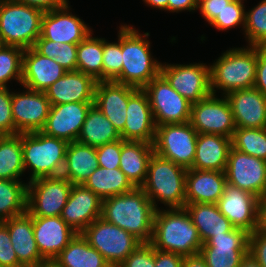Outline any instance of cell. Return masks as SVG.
<instances>
[{
	"mask_svg": "<svg viewBox=\"0 0 266 267\" xmlns=\"http://www.w3.org/2000/svg\"><path fill=\"white\" fill-rule=\"evenodd\" d=\"M155 207L141 187L102 200L101 218L149 243L153 233Z\"/></svg>",
	"mask_w": 266,
	"mask_h": 267,
	"instance_id": "cell-1",
	"label": "cell"
},
{
	"mask_svg": "<svg viewBox=\"0 0 266 267\" xmlns=\"http://www.w3.org/2000/svg\"><path fill=\"white\" fill-rule=\"evenodd\" d=\"M155 249L182 256L199 253L203 245L185 208L157 209L149 242Z\"/></svg>",
	"mask_w": 266,
	"mask_h": 267,
	"instance_id": "cell-2",
	"label": "cell"
},
{
	"mask_svg": "<svg viewBox=\"0 0 266 267\" xmlns=\"http://www.w3.org/2000/svg\"><path fill=\"white\" fill-rule=\"evenodd\" d=\"M150 34H140L135 28L122 25V72L115 82L143 89L160 74L161 63L150 53Z\"/></svg>",
	"mask_w": 266,
	"mask_h": 267,
	"instance_id": "cell-3",
	"label": "cell"
},
{
	"mask_svg": "<svg viewBox=\"0 0 266 267\" xmlns=\"http://www.w3.org/2000/svg\"><path fill=\"white\" fill-rule=\"evenodd\" d=\"M225 51L210 65L211 92L223 90V95L235 90L254 88L257 71V46Z\"/></svg>",
	"mask_w": 266,
	"mask_h": 267,
	"instance_id": "cell-4",
	"label": "cell"
},
{
	"mask_svg": "<svg viewBox=\"0 0 266 267\" xmlns=\"http://www.w3.org/2000/svg\"><path fill=\"white\" fill-rule=\"evenodd\" d=\"M186 173V168L153 153L141 188L156 210V200L169 206V209L184 208Z\"/></svg>",
	"mask_w": 266,
	"mask_h": 267,
	"instance_id": "cell-5",
	"label": "cell"
},
{
	"mask_svg": "<svg viewBox=\"0 0 266 267\" xmlns=\"http://www.w3.org/2000/svg\"><path fill=\"white\" fill-rule=\"evenodd\" d=\"M44 11L15 0H0V44L32 48L41 34Z\"/></svg>",
	"mask_w": 266,
	"mask_h": 267,
	"instance_id": "cell-6",
	"label": "cell"
},
{
	"mask_svg": "<svg viewBox=\"0 0 266 267\" xmlns=\"http://www.w3.org/2000/svg\"><path fill=\"white\" fill-rule=\"evenodd\" d=\"M68 142L41 131L22 133L23 165L31 170L30 181L61 176Z\"/></svg>",
	"mask_w": 266,
	"mask_h": 267,
	"instance_id": "cell-7",
	"label": "cell"
},
{
	"mask_svg": "<svg viewBox=\"0 0 266 267\" xmlns=\"http://www.w3.org/2000/svg\"><path fill=\"white\" fill-rule=\"evenodd\" d=\"M81 234L111 267H118L142 244L126 230L106 222L101 217L93 221Z\"/></svg>",
	"mask_w": 266,
	"mask_h": 267,
	"instance_id": "cell-8",
	"label": "cell"
},
{
	"mask_svg": "<svg viewBox=\"0 0 266 267\" xmlns=\"http://www.w3.org/2000/svg\"><path fill=\"white\" fill-rule=\"evenodd\" d=\"M197 137L198 132L189 122L157 126L154 153L189 169L195 158Z\"/></svg>",
	"mask_w": 266,
	"mask_h": 267,
	"instance_id": "cell-9",
	"label": "cell"
},
{
	"mask_svg": "<svg viewBox=\"0 0 266 267\" xmlns=\"http://www.w3.org/2000/svg\"><path fill=\"white\" fill-rule=\"evenodd\" d=\"M73 184L62 176L41 177L27 184V212L32 217L61 216Z\"/></svg>",
	"mask_w": 266,
	"mask_h": 267,
	"instance_id": "cell-10",
	"label": "cell"
},
{
	"mask_svg": "<svg viewBox=\"0 0 266 267\" xmlns=\"http://www.w3.org/2000/svg\"><path fill=\"white\" fill-rule=\"evenodd\" d=\"M143 90L149 98L156 126L189 122L192 104L174 90L161 74Z\"/></svg>",
	"mask_w": 266,
	"mask_h": 267,
	"instance_id": "cell-11",
	"label": "cell"
},
{
	"mask_svg": "<svg viewBox=\"0 0 266 267\" xmlns=\"http://www.w3.org/2000/svg\"><path fill=\"white\" fill-rule=\"evenodd\" d=\"M160 74L191 104L212 94L210 66L203 63L189 65L161 63Z\"/></svg>",
	"mask_w": 266,
	"mask_h": 267,
	"instance_id": "cell-12",
	"label": "cell"
},
{
	"mask_svg": "<svg viewBox=\"0 0 266 267\" xmlns=\"http://www.w3.org/2000/svg\"><path fill=\"white\" fill-rule=\"evenodd\" d=\"M189 123L198 133L219 134L231 139L236 130L228 99L226 96L218 98L216 94L191 105Z\"/></svg>",
	"mask_w": 266,
	"mask_h": 267,
	"instance_id": "cell-13",
	"label": "cell"
},
{
	"mask_svg": "<svg viewBox=\"0 0 266 267\" xmlns=\"http://www.w3.org/2000/svg\"><path fill=\"white\" fill-rule=\"evenodd\" d=\"M226 182L260 200L266 197V161L231 147L225 169Z\"/></svg>",
	"mask_w": 266,
	"mask_h": 267,
	"instance_id": "cell-14",
	"label": "cell"
},
{
	"mask_svg": "<svg viewBox=\"0 0 266 267\" xmlns=\"http://www.w3.org/2000/svg\"><path fill=\"white\" fill-rule=\"evenodd\" d=\"M249 234L241 228H233L224 235H214L199 251L207 267H239L248 254Z\"/></svg>",
	"mask_w": 266,
	"mask_h": 267,
	"instance_id": "cell-15",
	"label": "cell"
},
{
	"mask_svg": "<svg viewBox=\"0 0 266 267\" xmlns=\"http://www.w3.org/2000/svg\"><path fill=\"white\" fill-rule=\"evenodd\" d=\"M26 89V92H12L11 111L15 135L41 131L51 107L45 92Z\"/></svg>",
	"mask_w": 266,
	"mask_h": 267,
	"instance_id": "cell-16",
	"label": "cell"
},
{
	"mask_svg": "<svg viewBox=\"0 0 266 267\" xmlns=\"http://www.w3.org/2000/svg\"><path fill=\"white\" fill-rule=\"evenodd\" d=\"M259 201L257 196L226 183L217 205L235 228L252 233L257 228Z\"/></svg>",
	"mask_w": 266,
	"mask_h": 267,
	"instance_id": "cell-17",
	"label": "cell"
},
{
	"mask_svg": "<svg viewBox=\"0 0 266 267\" xmlns=\"http://www.w3.org/2000/svg\"><path fill=\"white\" fill-rule=\"evenodd\" d=\"M93 104L94 102H72L51 105L41 132L68 143L77 141L87 113Z\"/></svg>",
	"mask_w": 266,
	"mask_h": 267,
	"instance_id": "cell-18",
	"label": "cell"
},
{
	"mask_svg": "<svg viewBox=\"0 0 266 267\" xmlns=\"http://www.w3.org/2000/svg\"><path fill=\"white\" fill-rule=\"evenodd\" d=\"M69 5L46 11L41 20V34L55 42L79 44L90 33L91 29L75 15L70 13Z\"/></svg>",
	"mask_w": 266,
	"mask_h": 267,
	"instance_id": "cell-19",
	"label": "cell"
},
{
	"mask_svg": "<svg viewBox=\"0 0 266 267\" xmlns=\"http://www.w3.org/2000/svg\"><path fill=\"white\" fill-rule=\"evenodd\" d=\"M156 127L147 93L137 88L129 96L126 123L120 133L121 138L125 141H143L153 144Z\"/></svg>",
	"mask_w": 266,
	"mask_h": 267,
	"instance_id": "cell-20",
	"label": "cell"
},
{
	"mask_svg": "<svg viewBox=\"0 0 266 267\" xmlns=\"http://www.w3.org/2000/svg\"><path fill=\"white\" fill-rule=\"evenodd\" d=\"M102 199L84 185H73L61 218L75 232L82 233L101 217Z\"/></svg>",
	"mask_w": 266,
	"mask_h": 267,
	"instance_id": "cell-21",
	"label": "cell"
},
{
	"mask_svg": "<svg viewBox=\"0 0 266 267\" xmlns=\"http://www.w3.org/2000/svg\"><path fill=\"white\" fill-rule=\"evenodd\" d=\"M33 233L44 259H55L77 234L61 216L33 217Z\"/></svg>",
	"mask_w": 266,
	"mask_h": 267,
	"instance_id": "cell-22",
	"label": "cell"
},
{
	"mask_svg": "<svg viewBox=\"0 0 266 267\" xmlns=\"http://www.w3.org/2000/svg\"><path fill=\"white\" fill-rule=\"evenodd\" d=\"M136 87L115 81H97L94 105L110 120L119 133L124 130L129 96Z\"/></svg>",
	"mask_w": 266,
	"mask_h": 267,
	"instance_id": "cell-23",
	"label": "cell"
},
{
	"mask_svg": "<svg viewBox=\"0 0 266 267\" xmlns=\"http://www.w3.org/2000/svg\"><path fill=\"white\" fill-rule=\"evenodd\" d=\"M236 128H266V96L258 89L235 90L226 95Z\"/></svg>",
	"mask_w": 266,
	"mask_h": 267,
	"instance_id": "cell-24",
	"label": "cell"
},
{
	"mask_svg": "<svg viewBox=\"0 0 266 267\" xmlns=\"http://www.w3.org/2000/svg\"><path fill=\"white\" fill-rule=\"evenodd\" d=\"M66 72L54 59L41 55L33 47L24 50L21 80L24 88L45 92Z\"/></svg>",
	"mask_w": 266,
	"mask_h": 267,
	"instance_id": "cell-25",
	"label": "cell"
},
{
	"mask_svg": "<svg viewBox=\"0 0 266 267\" xmlns=\"http://www.w3.org/2000/svg\"><path fill=\"white\" fill-rule=\"evenodd\" d=\"M97 81L80 71H67L45 90L51 105L94 102Z\"/></svg>",
	"mask_w": 266,
	"mask_h": 267,
	"instance_id": "cell-26",
	"label": "cell"
},
{
	"mask_svg": "<svg viewBox=\"0 0 266 267\" xmlns=\"http://www.w3.org/2000/svg\"><path fill=\"white\" fill-rule=\"evenodd\" d=\"M226 183L225 172L187 169L185 204H217Z\"/></svg>",
	"mask_w": 266,
	"mask_h": 267,
	"instance_id": "cell-27",
	"label": "cell"
},
{
	"mask_svg": "<svg viewBox=\"0 0 266 267\" xmlns=\"http://www.w3.org/2000/svg\"><path fill=\"white\" fill-rule=\"evenodd\" d=\"M2 223L8 228L11 244L23 267H31L44 260L34 238L33 217L27 211Z\"/></svg>",
	"mask_w": 266,
	"mask_h": 267,
	"instance_id": "cell-28",
	"label": "cell"
},
{
	"mask_svg": "<svg viewBox=\"0 0 266 267\" xmlns=\"http://www.w3.org/2000/svg\"><path fill=\"white\" fill-rule=\"evenodd\" d=\"M232 139L219 134L198 133L191 169L225 172Z\"/></svg>",
	"mask_w": 266,
	"mask_h": 267,
	"instance_id": "cell-29",
	"label": "cell"
},
{
	"mask_svg": "<svg viewBox=\"0 0 266 267\" xmlns=\"http://www.w3.org/2000/svg\"><path fill=\"white\" fill-rule=\"evenodd\" d=\"M98 167L95 147L77 141L68 143L62 177L67 178L73 185H84Z\"/></svg>",
	"mask_w": 266,
	"mask_h": 267,
	"instance_id": "cell-30",
	"label": "cell"
},
{
	"mask_svg": "<svg viewBox=\"0 0 266 267\" xmlns=\"http://www.w3.org/2000/svg\"><path fill=\"white\" fill-rule=\"evenodd\" d=\"M153 153V144L122 139L119 169L135 187H141L144 184Z\"/></svg>",
	"mask_w": 266,
	"mask_h": 267,
	"instance_id": "cell-31",
	"label": "cell"
},
{
	"mask_svg": "<svg viewBox=\"0 0 266 267\" xmlns=\"http://www.w3.org/2000/svg\"><path fill=\"white\" fill-rule=\"evenodd\" d=\"M192 223L197 228L202 243H206L214 235H224L234 226L220 212L217 204L193 203L185 204Z\"/></svg>",
	"mask_w": 266,
	"mask_h": 267,
	"instance_id": "cell-32",
	"label": "cell"
},
{
	"mask_svg": "<svg viewBox=\"0 0 266 267\" xmlns=\"http://www.w3.org/2000/svg\"><path fill=\"white\" fill-rule=\"evenodd\" d=\"M119 139H122L120 133L93 104L87 113L77 142L96 148Z\"/></svg>",
	"mask_w": 266,
	"mask_h": 267,
	"instance_id": "cell-33",
	"label": "cell"
},
{
	"mask_svg": "<svg viewBox=\"0 0 266 267\" xmlns=\"http://www.w3.org/2000/svg\"><path fill=\"white\" fill-rule=\"evenodd\" d=\"M61 267H111L101 253L78 233L55 258Z\"/></svg>",
	"mask_w": 266,
	"mask_h": 267,
	"instance_id": "cell-34",
	"label": "cell"
},
{
	"mask_svg": "<svg viewBox=\"0 0 266 267\" xmlns=\"http://www.w3.org/2000/svg\"><path fill=\"white\" fill-rule=\"evenodd\" d=\"M84 186L102 200L124 194L135 188L126 175L119 169L98 167L90 175Z\"/></svg>",
	"mask_w": 266,
	"mask_h": 267,
	"instance_id": "cell-35",
	"label": "cell"
},
{
	"mask_svg": "<svg viewBox=\"0 0 266 267\" xmlns=\"http://www.w3.org/2000/svg\"><path fill=\"white\" fill-rule=\"evenodd\" d=\"M25 172L22 155V133L0 138V179L21 180Z\"/></svg>",
	"mask_w": 266,
	"mask_h": 267,
	"instance_id": "cell-36",
	"label": "cell"
},
{
	"mask_svg": "<svg viewBox=\"0 0 266 267\" xmlns=\"http://www.w3.org/2000/svg\"><path fill=\"white\" fill-rule=\"evenodd\" d=\"M90 33L77 46V71L103 81V38Z\"/></svg>",
	"mask_w": 266,
	"mask_h": 267,
	"instance_id": "cell-37",
	"label": "cell"
},
{
	"mask_svg": "<svg viewBox=\"0 0 266 267\" xmlns=\"http://www.w3.org/2000/svg\"><path fill=\"white\" fill-rule=\"evenodd\" d=\"M27 211V184L0 179V222Z\"/></svg>",
	"mask_w": 266,
	"mask_h": 267,
	"instance_id": "cell-38",
	"label": "cell"
},
{
	"mask_svg": "<svg viewBox=\"0 0 266 267\" xmlns=\"http://www.w3.org/2000/svg\"><path fill=\"white\" fill-rule=\"evenodd\" d=\"M77 46L38 38L33 48L41 55L54 59L65 70L77 71Z\"/></svg>",
	"mask_w": 266,
	"mask_h": 267,
	"instance_id": "cell-39",
	"label": "cell"
},
{
	"mask_svg": "<svg viewBox=\"0 0 266 267\" xmlns=\"http://www.w3.org/2000/svg\"><path fill=\"white\" fill-rule=\"evenodd\" d=\"M232 147L266 161V128H236Z\"/></svg>",
	"mask_w": 266,
	"mask_h": 267,
	"instance_id": "cell-40",
	"label": "cell"
},
{
	"mask_svg": "<svg viewBox=\"0 0 266 267\" xmlns=\"http://www.w3.org/2000/svg\"><path fill=\"white\" fill-rule=\"evenodd\" d=\"M23 53L20 47L0 45V88L13 79L21 84Z\"/></svg>",
	"mask_w": 266,
	"mask_h": 267,
	"instance_id": "cell-41",
	"label": "cell"
},
{
	"mask_svg": "<svg viewBox=\"0 0 266 267\" xmlns=\"http://www.w3.org/2000/svg\"><path fill=\"white\" fill-rule=\"evenodd\" d=\"M243 30L248 46H266V0L246 12Z\"/></svg>",
	"mask_w": 266,
	"mask_h": 267,
	"instance_id": "cell-42",
	"label": "cell"
},
{
	"mask_svg": "<svg viewBox=\"0 0 266 267\" xmlns=\"http://www.w3.org/2000/svg\"><path fill=\"white\" fill-rule=\"evenodd\" d=\"M118 34L117 43L103 38V81H114L122 72V26Z\"/></svg>",
	"mask_w": 266,
	"mask_h": 267,
	"instance_id": "cell-43",
	"label": "cell"
},
{
	"mask_svg": "<svg viewBox=\"0 0 266 267\" xmlns=\"http://www.w3.org/2000/svg\"><path fill=\"white\" fill-rule=\"evenodd\" d=\"M243 0H232L224 9L219 13L210 25L217 28V30H227L232 27L242 24L245 26V7Z\"/></svg>",
	"mask_w": 266,
	"mask_h": 267,
	"instance_id": "cell-44",
	"label": "cell"
},
{
	"mask_svg": "<svg viewBox=\"0 0 266 267\" xmlns=\"http://www.w3.org/2000/svg\"><path fill=\"white\" fill-rule=\"evenodd\" d=\"M11 103L12 92H9L8 87L0 88V134L2 136L15 135Z\"/></svg>",
	"mask_w": 266,
	"mask_h": 267,
	"instance_id": "cell-45",
	"label": "cell"
},
{
	"mask_svg": "<svg viewBox=\"0 0 266 267\" xmlns=\"http://www.w3.org/2000/svg\"><path fill=\"white\" fill-rule=\"evenodd\" d=\"M118 267H155V248L142 243Z\"/></svg>",
	"mask_w": 266,
	"mask_h": 267,
	"instance_id": "cell-46",
	"label": "cell"
},
{
	"mask_svg": "<svg viewBox=\"0 0 266 267\" xmlns=\"http://www.w3.org/2000/svg\"><path fill=\"white\" fill-rule=\"evenodd\" d=\"M122 139L96 147L99 167L116 169L120 166Z\"/></svg>",
	"mask_w": 266,
	"mask_h": 267,
	"instance_id": "cell-47",
	"label": "cell"
},
{
	"mask_svg": "<svg viewBox=\"0 0 266 267\" xmlns=\"http://www.w3.org/2000/svg\"><path fill=\"white\" fill-rule=\"evenodd\" d=\"M0 267H23L10 241L8 228L0 222Z\"/></svg>",
	"mask_w": 266,
	"mask_h": 267,
	"instance_id": "cell-48",
	"label": "cell"
},
{
	"mask_svg": "<svg viewBox=\"0 0 266 267\" xmlns=\"http://www.w3.org/2000/svg\"><path fill=\"white\" fill-rule=\"evenodd\" d=\"M248 253L258 261L261 267H266V235L256 230L250 233Z\"/></svg>",
	"mask_w": 266,
	"mask_h": 267,
	"instance_id": "cell-49",
	"label": "cell"
},
{
	"mask_svg": "<svg viewBox=\"0 0 266 267\" xmlns=\"http://www.w3.org/2000/svg\"><path fill=\"white\" fill-rule=\"evenodd\" d=\"M254 88L266 96V46H257V71Z\"/></svg>",
	"mask_w": 266,
	"mask_h": 267,
	"instance_id": "cell-50",
	"label": "cell"
},
{
	"mask_svg": "<svg viewBox=\"0 0 266 267\" xmlns=\"http://www.w3.org/2000/svg\"><path fill=\"white\" fill-rule=\"evenodd\" d=\"M231 1L232 0H208L203 2L198 8L202 16L210 24Z\"/></svg>",
	"mask_w": 266,
	"mask_h": 267,
	"instance_id": "cell-51",
	"label": "cell"
},
{
	"mask_svg": "<svg viewBox=\"0 0 266 267\" xmlns=\"http://www.w3.org/2000/svg\"><path fill=\"white\" fill-rule=\"evenodd\" d=\"M184 256L155 249V267H182Z\"/></svg>",
	"mask_w": 266,
	"mask_h": 267,
	"instance_id": "cell-52",
	"label": "cell"
},
{
	"mask_svg": "<svg viewBox=\"0 0 266 267\" xmlns=\"http://www.w3.org/2000/svg\"><path fill=\"white\" fill-rule=\"evenodd\" d=\"M22 4L33 6L44 12L68 5V0H15Z\"/></svg>",
	"mask_w": 266,
	"mask_h": 267,
	"instance_id": "cell-53",
	"label": "cell"
},
{
	"mask_svg": "<svg viewBox=\"0 0 266 267\" xmlns=\"http://www.w3.org/2000/svg\"><path fill=\"white\" fill-rule=\"evenodd\" d=\"M198 9L195 0H168V11L170 12H181V11H193Z\"/></svg>",
	"mask_w": 266,
	"mask_h": 267,
	"instance_id": "cell-54",
	"label": "cell"
},
{
	"mask_svg": "<svg viewBox=\"0 0 266 267\" xmlns=\"http://www.w3.org/2000/svg\"><path fill=\"white\" fill-rule=\"evenodd\" d=\"M256 231L266 235V197L259 201Z\"/></svg>",
	"mask_w": 266,
	"mask_h": 267,
	"instance_id": "cell-55",
	"label": "cell"
},
{
	"mask_svg": "<svg viewBox=\"0 0 266 267\" xmlns=\"http://www.w3.org/2000/svg\"><path fill=\"white\" fill-rule=\"evenodd\" d=\"M182 267H207L200 253L184 256Z\"/></svg>",
	"mask_w": 266,
	"mask_h": 267,
	"instance_id": "cell-56",
	"label": "cell"
},
{
	"mask_svg": "<svg viewBox=\"0 0 266 267\" xmlns=\"http://www.w3.org/2000/svg\"><path fill=\"white\" fill-rule=\"evenodd\" d=\"M147 5L168 11V0H143Z\"/></svg>",
	"mask_w": 266,
	"mask_h": 267,
	"instance_id": "cell-57",
	"label": "cell"
},
{
	"mask_svg": "<svg viewBox=\"0 0 266 267\" xmlns=\"http://www.w3.org/2000/svg\"><path fill=\"white\" fill-rule=\"evenodd\" d=\"M239 267H261V266L258 264V261L248 253L241 261Z\"/></svg>",
	"mask_w": 266,
	"mask_h": 267,
	"instance_id": "cell-58",
	"label": "cell"
},
{
	"mask_svg": "<svg viewBox=\"0 0 266 267\" xmlns=\"http://www.w3.org/2000/svg\"><path fill=\"white\" fill-rule=\"evenodd\" d=\"M31 267H61L55 259H44Z\"/></svg>",
	"mask_w": 266,
	"mask_h": 267,
	"instance_id": "cell-59",
	"label": "cell"
},
{
	"mask_svg": "<svg viewBox=\"0 0 266 267\" xmlns=\"http://www.w3.org/2000/svg\"><path fill=\"white\" fill-rule=\"evenodd\" d=\"M197 3V6L199 7L203 2L208 1V0H195Z\"/></svg>",
	"mask_w": 266,
	"mask_h": 267,
	"instance_id": "cell-60",
	"label": "cell"
}]
</instances>
